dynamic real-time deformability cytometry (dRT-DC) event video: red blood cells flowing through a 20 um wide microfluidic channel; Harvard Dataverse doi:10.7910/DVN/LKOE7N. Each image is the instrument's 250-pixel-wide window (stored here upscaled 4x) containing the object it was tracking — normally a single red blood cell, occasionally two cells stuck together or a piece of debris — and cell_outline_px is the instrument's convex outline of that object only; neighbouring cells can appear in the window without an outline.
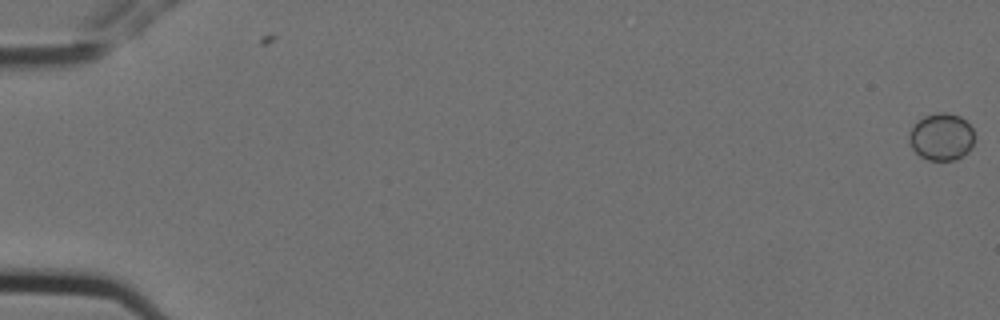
{"species": "Egyptian fruit bat (a non-hibernating species)", "species_latin": "Rousettus aegyptiacus", "temperature_condition": "cold", "stored_images_in_passage": 6, "segment_of_instrument_passage": [1, 2], "camera_frame_rate_fps": 3000, "um_per_image_px": 0.085, "animal": {"sex": "female"}, "frame": {"image": 1, "passage_image": 1, "time_ms": 0.0, "image_size_px": [1000, 320], "cell_outline_px": [[976, 140], [972, 148], [964, 156], [956, 160], [928, 160], [920, 156], [912, 148], [908, 140], [908, 136], [912, 128], [924, 116], [936, 112], [948, 112], [960, 116], [972, 128]], "centroid_in_image_um": [80.06, 11.64], "position_along_channel_um": 4.9, "area_um2": 18.21}}
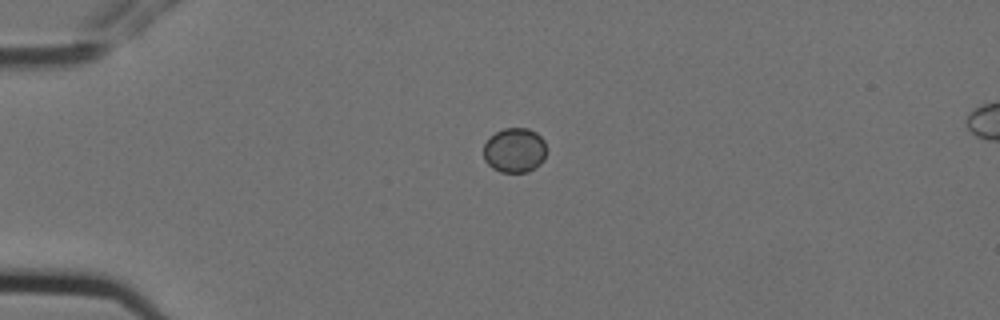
{"frame": {"image": 2, "passage_image": 4, "time_ms": 1.0, "image_size_px": [1000, 320], "cell_outline_px": [[544, 160], [540, 164], [528, 172], [500, 172], [492, 168], [484, 160], [484, 144], [488, 136], [504, 128], [528, 128], [536, 132], [544, 140]], "centroid_in_image_um": [43.71, 12.76], "position_along_channel_um": 41.3, "area_um2": 16.47}}